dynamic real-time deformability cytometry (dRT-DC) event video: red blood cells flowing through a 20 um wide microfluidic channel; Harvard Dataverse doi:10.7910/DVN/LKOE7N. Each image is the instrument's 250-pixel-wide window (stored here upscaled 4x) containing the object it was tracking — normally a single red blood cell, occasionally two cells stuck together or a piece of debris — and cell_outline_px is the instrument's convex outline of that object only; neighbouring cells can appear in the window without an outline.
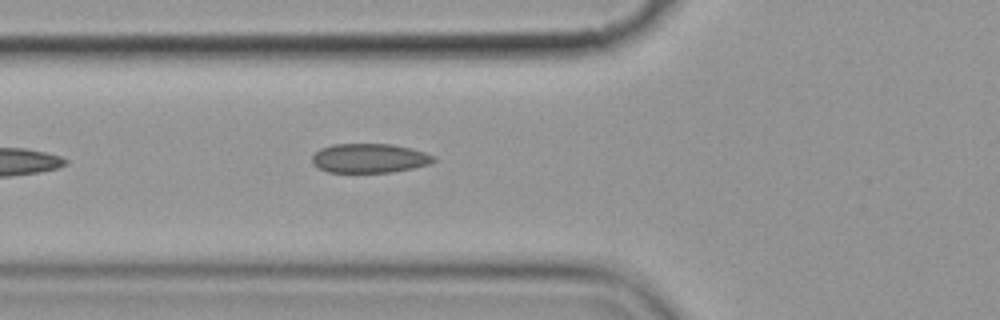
{"species": "common noctule bat (a hibernating species)", "species_latin": "Nyctalus noctula", "temperature_condition": "cold", "stored_images_in_passage": 5, "camera_frame_rate_fps": 3000, "um_per_image_px": 0.085, "animal": {"sex": "female", "body_mass_g": 19.9}, "frame": {"image": 1, "passage_image": 5, "time_ms": 4.667, "image_size_px": [1000, 320], "cell_outline_px": [[436, 160], [428, 164], [412, 168], [392, 172], [328, 172], [316, 168], [312, 164], [312, 156], [320, 148], [332, 144], [392, 144], [424, 152], [436, 156]], "centroid_in_image_um": [31.36, 13.45], "position_along_channel_um": 94.4, "area_um2": 20.75}}